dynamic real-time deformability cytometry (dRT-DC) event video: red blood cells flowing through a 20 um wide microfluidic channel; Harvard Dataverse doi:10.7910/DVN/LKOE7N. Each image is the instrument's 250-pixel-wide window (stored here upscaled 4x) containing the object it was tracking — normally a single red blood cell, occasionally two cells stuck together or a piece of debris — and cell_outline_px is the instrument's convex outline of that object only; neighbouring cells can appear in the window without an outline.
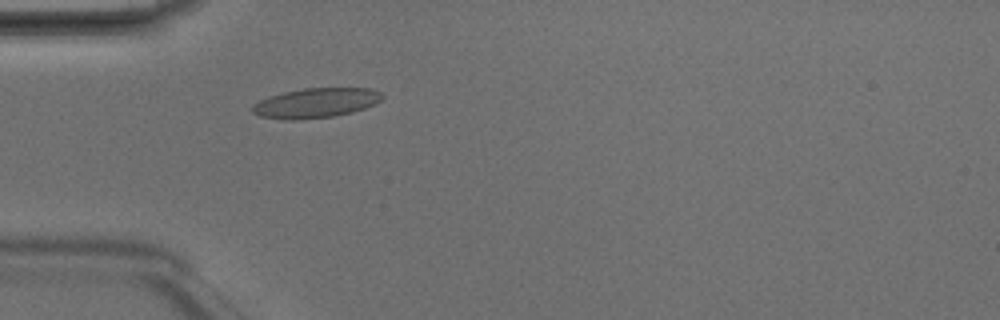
{"species": "Egyptian fruit bat (a non-hibernating species)", "species_latin": "Rousettus aegyptiacus", "temperature_condition": "room temperature", "stored_images_in_passage": 1, "camera_frame_rate_fps": 3000, "um_per_image_px": 0.085, "animal": {"sex": "male"}, "frame": {"image": 1, "passage_image": 1, "time_ms": 0.0, "image_size_px": [1000, 320], "cell_outline_px": [[384, 96], [380, 100], [364, 108], [352, 112], [332, 116], [296, 120], [284, 120], [260, 116], [252, 112], [252, 104], [268, 96], [284, 92], [304, 88], [372, 88], [380, 92]], "centroid_in_image_um": [26.81, 8.75], "position_along_channel_um": 58.2, "area_um2": 22.43}}